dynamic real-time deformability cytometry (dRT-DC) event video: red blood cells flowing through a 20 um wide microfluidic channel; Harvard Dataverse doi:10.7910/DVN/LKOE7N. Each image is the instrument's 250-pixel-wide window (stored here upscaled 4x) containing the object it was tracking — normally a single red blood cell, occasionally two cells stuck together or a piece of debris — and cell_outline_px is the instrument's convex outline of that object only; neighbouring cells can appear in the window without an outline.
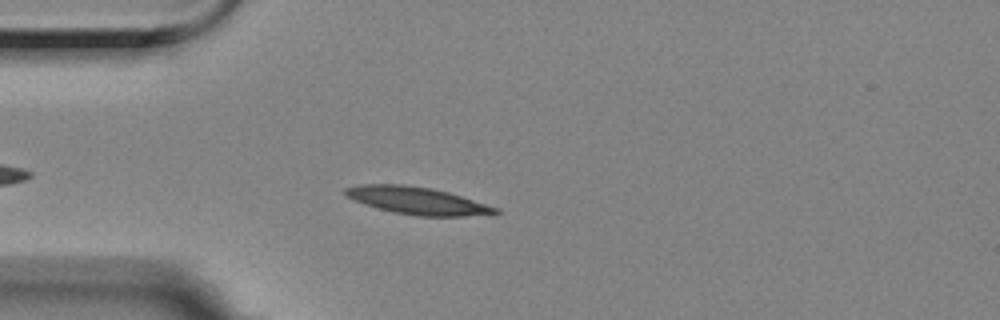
{"species": "Egyptian fruit bat (a non-hibernating species)", "species_latin": "Rousettus aegyptiacus", "temperature_condition": "room temperature", "stored_images_in_passage": 48, "camera_frame_rate_fps": 3000, "um_per_image_px": 0.085, "animal": {"sex": "female"}, "frame": {"image": 1, "passage_image": 6, "time_ms": 1.667, "image_size_px": [1000, 320], "cell_outline_px": [[500, 212], [464, 216], [416, 216], [392, 212], [376, 208], [364, 204], [344, 196], [344, 188], [360, 184], [404, 184], [432, 188], [448, 192], [500, 208]], "centroid_in_image_um": [35.41, 17.05], "position_along_channel_um": 49.6, "area_um2": 23.99}}
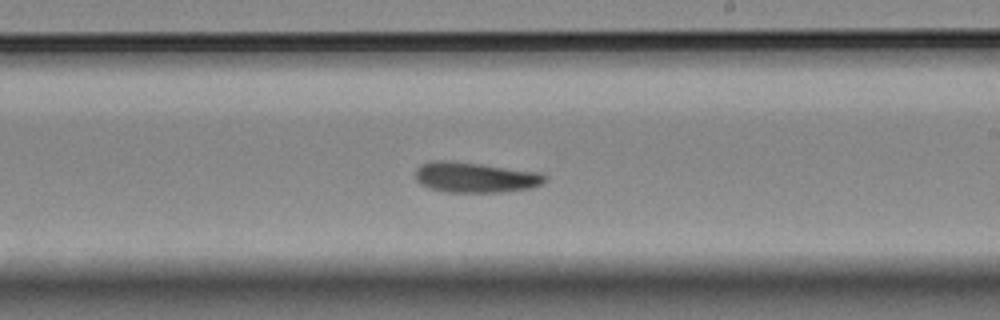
{"frame": {"image": 2, "passage_image": 24, "time_ms": 7.667, "image_size_px": [1000, 320], "cell_outline_px": [[548, 180], [544, 184], [532, 188], [500, 192], [444, 192], [428, 188], [420, 184], [416, 180], [416, 168], [420, 164], [428, 160], [452, 160], [544, 172], [548, 176]], "centroid_in_image_um": [40.44, 15.06], "position_along_channel_um": 248.6, "area_um2": 23.7}}
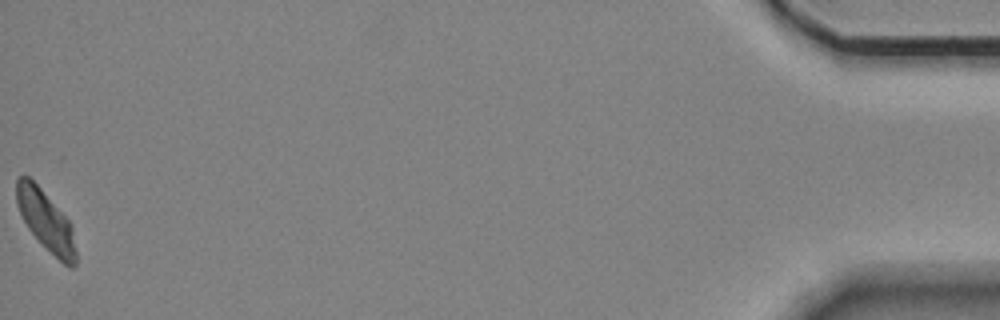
{"frame": {"image": 3, "passage_image": 48, "time_ms": 15.667, "image_size_px": [1000, 320], "cell_outline_px": [[76, 264], [72, 268], [68, 268], [28, 228], [16, 204], [16, 180], [20, 176], [28, 176], [40, 188], [72, 224], [76, 252]], "centroid_in_image_um": [3.91, 18.76], "position_along_channel_um": 431.3, "area_um2": 20.23}, "authors_computed_cell_mechanics": {"area_um2": 22.5709, "velocity_mm_per_s": 3.4946, "shape_relaxation_time_tau1_ms": 3.3453, "shape_relaxation_time_tau2_ms": 7.2139, "deformation_change_tau1": 0.1236, "deformation_change_tau2": 0.1393}}